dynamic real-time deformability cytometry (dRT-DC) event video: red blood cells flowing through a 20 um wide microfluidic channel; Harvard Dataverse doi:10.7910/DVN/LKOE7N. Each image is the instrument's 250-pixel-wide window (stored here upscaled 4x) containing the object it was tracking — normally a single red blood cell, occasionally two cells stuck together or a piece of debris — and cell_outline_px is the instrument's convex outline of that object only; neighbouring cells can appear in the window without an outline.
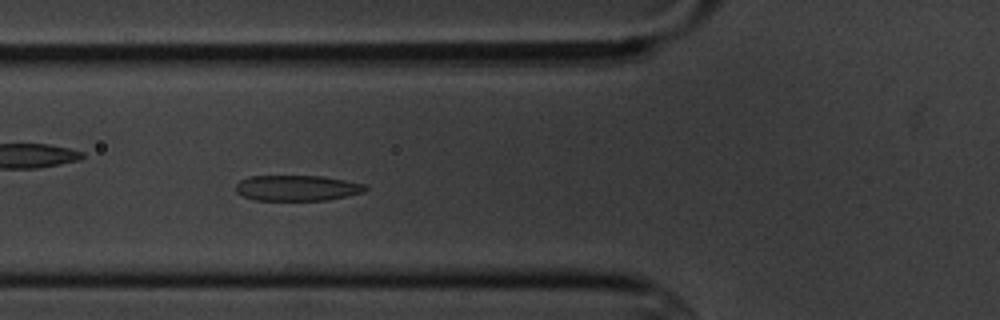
{"species": "common noctule bat (a hibernating species)", "species_latin": "Nyctalus noctula", "temperature_condition": "cold", "stored_images_in_passage": 6, "camera_frame_rate_fps": 3000, "um_per_image_px": 0.085, "animal": {"sex": "male", "body_mass_g": 20.1, "forearm_length_mm": 53.5}, "frame": {"image": 1, "passage_image": 5, "time_ms": 4.667, "image_size_px": [1000, 320], "cell_outline_px": [[368, 188], [364, 192], [348, 196], [328, 200], [256, 200], [244, 196], [236, 192], [236, 184], [240, 180], [248, 176], [324, 176], [368, 184]], "centroid_in_image_um": [25.3, 15.97], "position_along_channel_um": 100.5, "area_um2": 19.54}}